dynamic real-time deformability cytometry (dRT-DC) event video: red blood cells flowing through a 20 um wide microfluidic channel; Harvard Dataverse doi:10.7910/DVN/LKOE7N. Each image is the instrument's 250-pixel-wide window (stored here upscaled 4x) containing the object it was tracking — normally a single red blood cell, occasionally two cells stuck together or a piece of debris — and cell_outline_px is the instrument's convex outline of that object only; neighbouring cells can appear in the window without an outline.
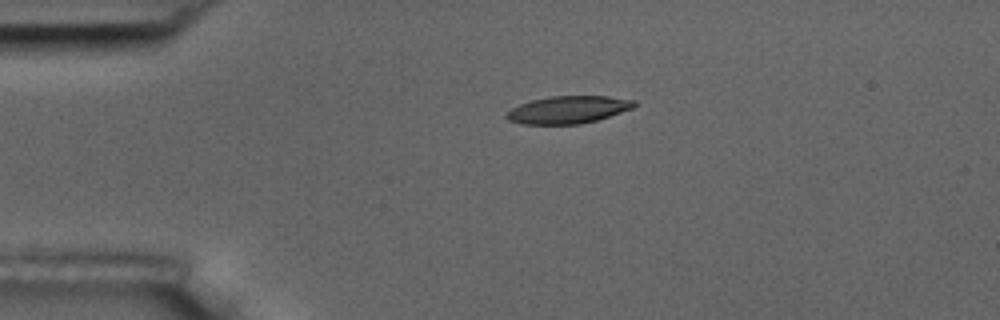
{"species": "common noctule bat (a hibernating species)", "species_latin": "Nyctalus noctula", "temperature_condition": "room temperature", "stored_images_in_passage": 3, "camera_frame_rate_fps": 3000, "um_per_image_px": 0.085, "animal": {"sex": "male", "body_mass_g": 17.5, "forearm_length_mm": 52.3}, "frame": {"image": 1, "passage_image": 1, "time_ms": 0.0, "image_size_px": [1000, 320], "cell_outline_px": [[636, 104], [632, 108], [596, 120], [580, 124], [520, 124], [508, 120], [504, 116], [512, 108], [520, 104], [532, 100], [552, 96], [608, 96], [636, 100]], "centroid_in_image_um": [48.27, 9.32], "position_along_channel_um": 36.7, "area_um2": 20.29}}
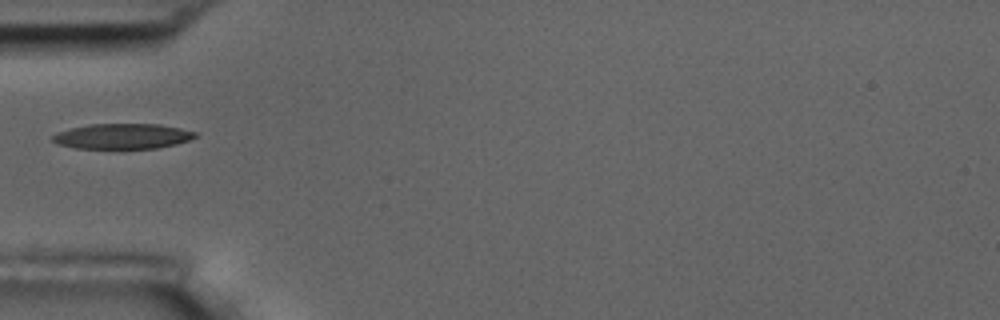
{"frame": {"image": 2, "passage_image": 3, "time_ms": 2.0, "image_size_px": [1000, 320], "cell_outline_px": [[196, 136], [188, 140], [176, 144], [156, 148], [76, 148], [56, 144], [52, 140], [52, 136], [56, 132], [88, 124], [160, 124], [180, 128], [196, 132]], "centroid_in_image_um": [10.38, 11.57], "position_along_channel_um": 74.6, "area_um2": 20.92}}